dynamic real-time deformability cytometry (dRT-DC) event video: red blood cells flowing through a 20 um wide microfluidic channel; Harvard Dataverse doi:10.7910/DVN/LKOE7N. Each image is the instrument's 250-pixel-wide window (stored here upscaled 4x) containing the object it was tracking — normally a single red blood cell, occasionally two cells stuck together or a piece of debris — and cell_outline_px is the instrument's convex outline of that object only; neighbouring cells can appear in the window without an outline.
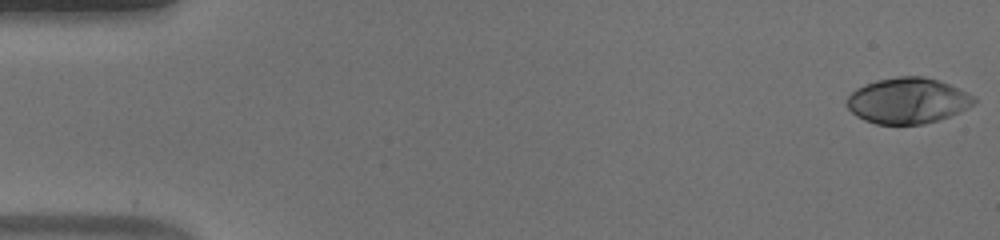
{"species": "human", "species_latin": "Homo sapiens", "temperature_condition": "warm", "stored_images_in_passage": 53, "camera_frame_rate_fps": 3000, "um_per_image_px": 0.085, "donor": {"sex": "male"}, "frame": {"image": 1, "passage_image": 1, "time_ms": 0.0, "image_size_px": [1000, 240], "cell_outline_px": [[976, 100], [968, 108], [960, 112], [940, 120], [924, 124], [876, 124], [864, 120], [856, 116], [844, 104], [844, 100], [856, 88], [864, 84], [876, 80], [896, 76], [924, 76], [948, 84], [968, 92], [976, 96]], "centroid_in_image_um": [77.13, 8.56], "position_along_channel_um": 7.9, "area_um2": 34.28}}
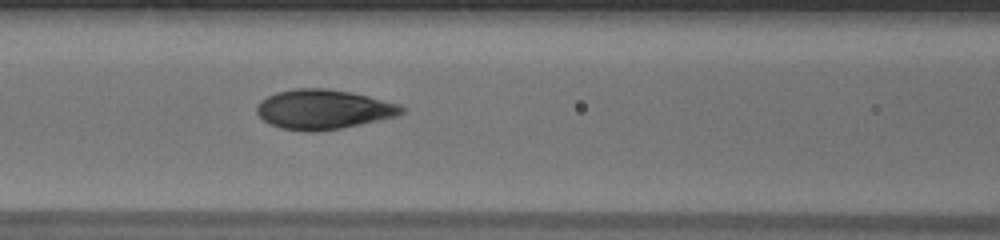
{"frame": {"image": 2, "passage_image": 23, "time_ms": 7.333, "image_size_px": [1000, 240], "cell_outline_px": [[404, 112], [396, 116], [360, 124], [340, 128], [312, 132], [308, 132], [280, 128], [268, 124], [256, 112], [256, 104], [260, 100], [276, 92], [296, 88], [328, 88], [368, 96], [396, 104], [404, 108]], "centroid_in_image_um": [27.42, 9.3], "position_along_channel_um": 139.2, "area_um2": 33.23}}
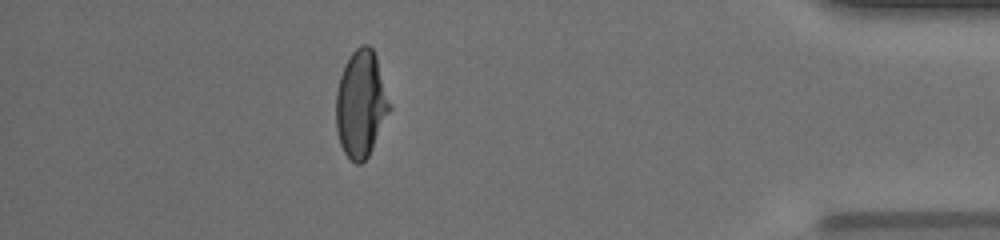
{"frame": {"image": 3, "passage_image": 47, "time_ms": 15.333, "image_size_px": [1000, 240], "cell_outline_px": [[392, 108], [368, 156], [360, 164], [356, 164], [344, 152], [340, 144], [336, 132], [336, 92], [340, 76], [344, 64], [352, 52], [360, 44], [368, 44], [372, 48], [376, 56], [392, 104]], "centroid_in_image_um": [30.69, 8.81], "position_along_channel_um": 404.5, "area_um2": 33.64}, "authors_computed_cell_mechanics": {"area_um2": 33.235, "velocity_mm_per_s": 3.8893, "shape_relaxation_time_tau1_ms": 8.2842, "shape_relaxation_time_tau2_ms": null, "deformation_change_tau1": 0.3039, "deformation_change_tau2": null}}